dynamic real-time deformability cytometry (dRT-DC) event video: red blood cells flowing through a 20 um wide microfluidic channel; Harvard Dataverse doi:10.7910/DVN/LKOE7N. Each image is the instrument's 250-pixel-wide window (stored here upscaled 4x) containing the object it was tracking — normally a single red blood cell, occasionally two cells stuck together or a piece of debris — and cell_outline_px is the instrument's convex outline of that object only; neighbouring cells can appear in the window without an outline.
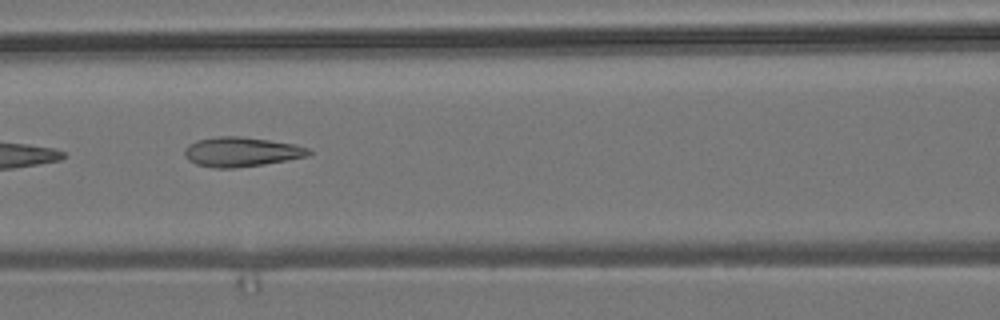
{"species": "common noctule bat (a hibernating species)", "species_latin": "Nyctalus noctula", "temperature_condition": "room temperature", "stored_images_in_passage": 5, "camera_frame_rate_fps": 3000, "um_per_image_px": 0.085, "animal": {"sex": "male", "body_mass_g": 19.2, "forearm_length_mm": 51.8}, "frame": {"image": 1, "passage_image": 5, "time_ms": 4.667, "image_size_px": [1000, 320], "cell_outline_px": [[312, 152], [308, 156], [264, 164], [232, 168], [216, 168], [196, 164], [188, 160], [184, 156], [184, 148], [188, 144], [196, 140], [220, 136], [240, 136], [296, 144], [308, 148]], "centroid_in_image_um": [20.48, 12.9], "position_along_channel_um": 146.1, "area_um2": 21.39}}